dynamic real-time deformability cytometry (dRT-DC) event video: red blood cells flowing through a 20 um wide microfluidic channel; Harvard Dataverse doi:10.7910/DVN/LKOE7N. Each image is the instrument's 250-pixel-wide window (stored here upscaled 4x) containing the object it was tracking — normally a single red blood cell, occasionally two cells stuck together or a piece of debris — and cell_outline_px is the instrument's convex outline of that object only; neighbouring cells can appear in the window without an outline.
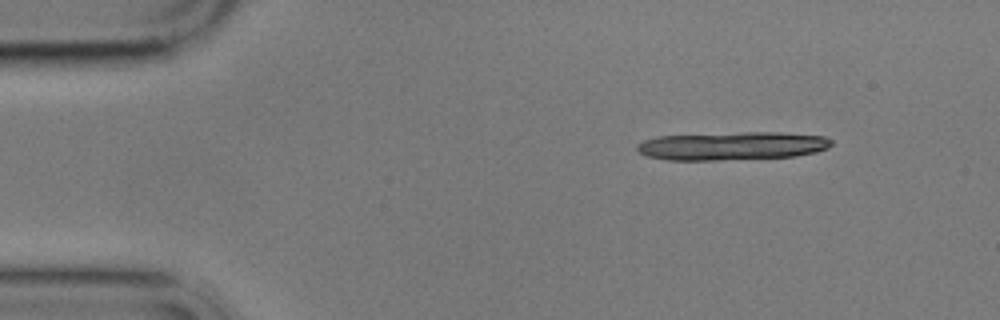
{"species": "common noctule bat (a hibernating species)", "species_latin": "Nyctalus noctula", "temperature_condition": "cold", "stored_images_in_passage": 4, "camera_frame_rate_fps": 3000, "um_per_image_px": 0.085, "animal": {"sex": "male", "body_mass_g": 17.9}, "frame": {"image": 1, "passage_image": 1, "time_ms": 0.0, "image_size_px": [1000, 320], "cell_outline_px": [[832, 144], [828, 148], [816, 152], [796, 156], [716, 160], [668, 160], [648, 156], [636, 152], [636, 144], [644, 140], [656, 136], [744, 132], [780, 132], [824, 136], [832, 140]], "centroid_in_image_um": [62.21, 12.4], "position_along_channel_um": 22.8, "area_um2": 32.19}}
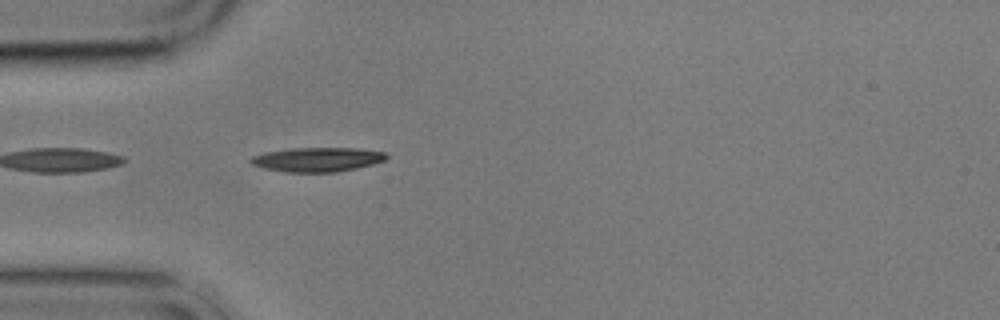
{"frame": {"image": 2, "passage_image": 4, "time_ms": 3.333, "image_size_px": [1000, 320], "cell_outline_px": [[388, 156], [384, 160], [372, 164], [356, 168], [336, 172], [284, 172], [264, 168], [252, 164], [248, 160], [252, 156], [264, 152], [292, 148], [356, 148], [384, 152]], "centroid_in_image_um": [26.93, 13.55], "position_along_channel_um": 58.1, "area_um2": 19.13}}